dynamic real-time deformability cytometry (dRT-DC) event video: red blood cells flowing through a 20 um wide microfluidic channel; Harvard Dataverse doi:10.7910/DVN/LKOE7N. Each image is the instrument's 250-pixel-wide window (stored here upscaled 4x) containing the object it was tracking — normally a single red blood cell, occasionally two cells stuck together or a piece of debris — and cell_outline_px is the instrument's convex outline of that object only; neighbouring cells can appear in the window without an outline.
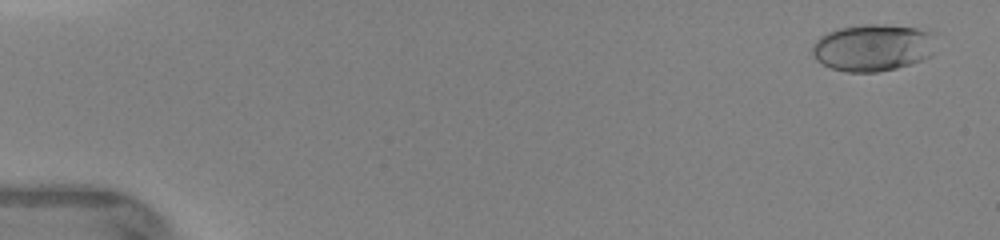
{"species": "human", "species_latin": "Homo sapiens", "temperature_condition": "warm", "stored_images_in_passage": 111, "camera_frame_rate_fps": 3000, "um_per_image_px": 0.085, "donor": {"sex": "female"}, "frame": {"image": 1, "passage_image": 3, "time_ms": 0.333, "image_size_px": [1000, 240], "cell_outline_px": [[932, 56], [924, 60], [896, 68], [876, 72], [848, 72], [832, 68], [816, 60], [812, 52], [812, 48], [816, 40], [820, 36], [828, 32], [840, 28], [864, 24], [884, 24], [916, 28], [932, 32]], "centroid_in_image_um": [74.18, 4.05], "position_along_channel_um": 10.8, "area_um2": 33.7}}
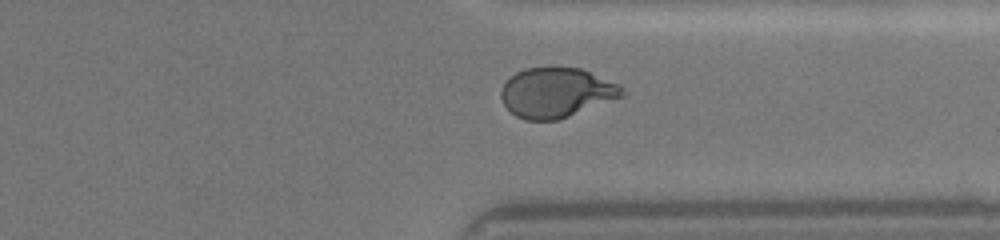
{"frame": {"image": 2, "passage_image": 85, "time_ms": 11.667, "image_size_px": [1000, 240], "cell_outline_px": [[624, 96], [568, 116], [556, 120], [524, 120], [516, 116], [504, 104], [500, 96], [500, 92], [504, 84], [516, 72], [524, 68], [580, 68], [620, 84], [624, 92]], "centroid_in_image_um": [47.29, 7.87], "position_along_channel_um": 364.1, "area_um2": 34.74}}
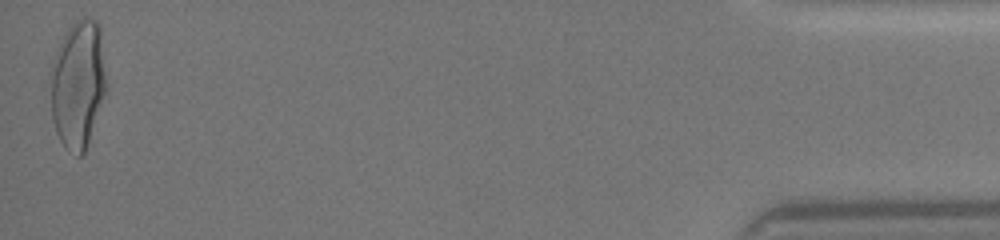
{"frame": {"image": 3, "passage_image": 110, "time_ms": 15.0, "image_size_px": [1000, 240], "cell_outline_px": [[108, 88], [84, 152], [80, 156], [76, 156], [64, 148], [56, 132], [52, 116], [48, 72], [52, 60], [68, 28], [72, 24], [80, 20], [96, 20], [100, 24]], "centroid_in_image_um": [6.62, 7.18], "position_along_channel_um": 428.6, "area_um2": 42.14}}